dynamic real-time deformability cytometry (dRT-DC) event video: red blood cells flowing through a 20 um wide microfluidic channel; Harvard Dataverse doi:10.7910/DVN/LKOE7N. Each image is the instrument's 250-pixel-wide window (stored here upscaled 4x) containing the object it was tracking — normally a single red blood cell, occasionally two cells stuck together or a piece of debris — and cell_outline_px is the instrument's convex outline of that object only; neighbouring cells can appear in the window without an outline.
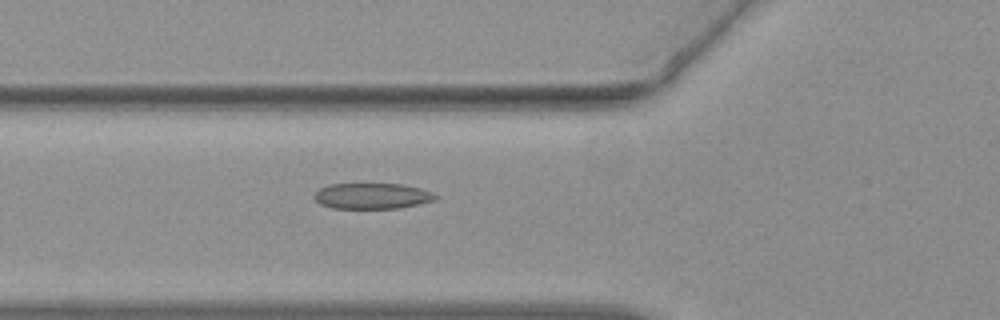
{"species": "common noctule bat (a hibernating species)", "species_latin": "Nyctalus noctula", "temperature_condition": "warm", "stored_images_in_passage": 55, "camera_frame_rate_fps": 3000, "um_per_image_px": 0.085, "animal": {"sex": "female", "body_mass_g": 19.3, "forearm_length_mm": 54.1}, "frame": {"image": 1, "passage_image": 20, "time_ms": 6.333, "image_size_px": [1000, 320], "cell_outline_px": [[436, 200], [420, 204], [400, 208], [332, 208], [320, 204], [316, 200], [316, 192], [320, 188], [328, 184], [400, 184], [420, 188], [432, 192], [436, 196]], "centroid_in_image_um": [31.65, 16.66], "position_along_channel_um": 94.2, "area_um2": 18.09}}
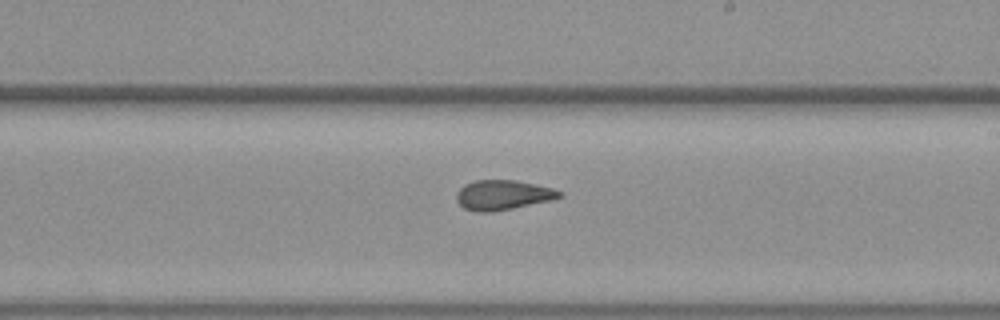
{"frame": {"image": 2, "passage_image": 32, "time_ms": 10.333, "image_size_px": [1000, 320], "cell_outline_px": [[564, 196], [552, 200], [492, 212], [476, 212], [464, 208], [456, 200], [456, 192], [464, 184], [476, 180], [516, 180], [552, 188], [564, 192]], "centroid_in_image_um": [42.75, 16.57], "position_along_channel_um": 246.3, "area_um2": 17.98}}
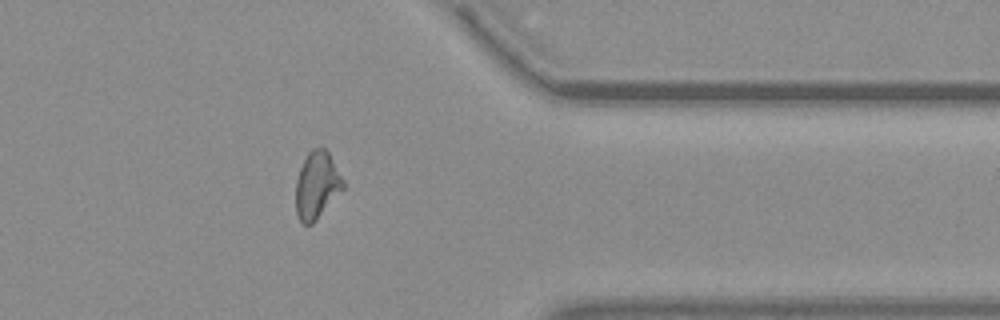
{"frame": {"image": 3, "passage_image": 44, "time_ms": 14.333, "image_size_px": [1000, 320], "cell_outline_px": [[344, 188], [316, 220], [312, 224], [304, 224], [300, 220], [296, 212], [296, 180], [300, 168], [308, 152], [312, 148], [324, 148], [328, 152], [344, 180]], "centroid_in_image_um": [26.93, 15.74], "position_along_channel_um": 384.5, "area_um2": 18.32}, "authors_computed_cell_mechanics": {"area_um2": 18.7272, "velocity_mm_per_s": 3.7922, "shape_relaxation_time_tau1_ms": 7.9768, "shape_relaxation_time_tau2_ms": 1.8432, "deformation_change_tau1": 0.2097, "deformation_change_tau2": 0.098}}